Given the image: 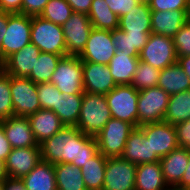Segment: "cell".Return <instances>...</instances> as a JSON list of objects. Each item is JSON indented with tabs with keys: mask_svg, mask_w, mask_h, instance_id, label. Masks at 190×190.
<instances>
[{
	"mask_svg": "<svg viewBox=\"0 0 190 190\" xmlns=\"http://www.w3.org/2000/svg\"><path fill=\"white\" fill-rule=\"evenodd\" d=\"M160 161L137 164L135 190H167Z\"/></svg>",
	"mask_w": 190,
	"mask_h": 190,
	"instance_id": "cell-23",
	"label": "cell"
},
{
	"mask_svg": "<svg viewBox=\"0 0 190 190\" xmlns=\"http://www.w3.org/2000/svg\"><path fill=\"white\" fill-rule=\"evenodd\" d=\"M23 0H0V11L11 14L21 13Z\"/></svg>",
	"mask_w": 190,
	"mask_h": 190,
	"instance_id": "cell-46",
	"label": "cell"
},
{
	"mask_svg": "<svg viewBox=\"0 0 190 190\" xmlns=\"http://www.w3.org/2000/svg\"><path fill=\"white\" fill-rule=\"evenodd\" d=\"M99 152L95 137L85 135L76 126L65 125V147L62 163L82 168Z\"/></svg>",
	"mask_w": 190,
	"mask_h": 190,
	"instance_id": "cell-2",
	"label": "cell"
},
{
	"mask_svg": "<svg viewBox=\"0 0 190 190\" xmlns=\"http://www.w3.org/2000/svg\"><path fill=\"white\" fill-rule=\"evenodd\" d=\"M72 13V7L66 0H49L40 16L54 24L63 26Z\"/></svg>",
	"mask_w": 190,
	"mask_h": 190,
	"instance_id": "cell-36",
	"label": "cell"
},
{
	"mask_svg": "<svg viewBox=\"0 0 190 190\" xmlns=\"http://www.w3.org/2000/svg\"><path fill=\"white\" fill-rule=\"evenodd\" d=\"M139 128L143 131L147 141L150 142L151 163L160 161V158L179 147L176 128L172 124L162 121L145 124Z\"/></svg>",
	"mask_w": 190,
	"mask_h": 190,
	"instance_id": "cell-8",
	"label": "cell"
},
{
	"mask_svg": "<svg viewBox=\"0 0 190 190\" xmlns=\"http://www.w3.org/2000/svg\"><path fill=\"white\" fill-rule=\"evenodd\" d=\"M161 70L156 69L146 62L139 61L131 85L138 91L156 87Z\"/></svg>",
	"mask_w": 190,
	"mask_h": 190,
	"instance_id": "cell-35",
	"label": "cell"
},
{
	"mask_svg": "<svg viewBox=\"0 0 190 190\" xmlns=\"http://www.w3.org/2000/svg\"><path fill=\"white\" fill-rule=\"evenodd\" d=\"M88 17L95 29L112 31L119 25V17L110 10L105 0H92Z\"/></svg>",
	"mask_w": 190,
	"mask_h": 190,
	"instance_id": "cell-32",
	"label": "cell"
},
{
	"mask_svg": "<svg viewBox=\"0 0 190 190\" xmlns=\"http://www.w3.org/2000/svg\"><path fill=\"white\" fill-rule=\"evenodd\" d=\"M167 190H190V188H181L178 186H170L167 188Z\"/></svg>",
	"mask_w": 190,
	"mask_h": 190,
	"instance_id": "cell-54",
	"label": "cell"
},
{
	"mask_svg": "<svg viewBox=\"0 0 190 190\" xmlns=\"http://www.w3.org/2000/svg\"><path fill=\"white\" fill-rule=\"evenodd\" d=\"M14 116L11 95L10 75L4 70L0 73V121Z\"/></svg>",
	"mask_w": 190,
	"mask_h": 190,
	"instance_id": "cell-37",
	"label": "cell"
},
{
	"mask_svg": "<svg viewBox=\"0 0 190 190\" xmlns=\"http://www.w3.org/2000/svg\"><path fill=\"white\" fill-rule=\"evenodd\" d=\"M110 10L116 14L119 18L130 10H133L135 6L141 3L140 0H105Z\"/></svg>",
	"mask_w": 190,
	"mask_h": 190,
	"instance_id": "cell-42",
	"label": "cell"
},
{
	"mask_svg": "<svg viewBox=\"0 0 190 190\" xmlns=\"http://www.w3.org/2000/svg\"><path fill=\"white\" fill-rule=\"evenodd\" d=\"M130 37L131 41V51H142L146 45L150 34H135V33H126Z\"/></svg>",
	"mask_w": 190,
	"mask_h": 190,
	"instance_id": "cell-45",
	"label": "cell"
},
{
	"mask_svg": "<svg viewBox=\"0 0 190 190\" xmlns=\"http://www.w3.org/2000/svg\"><path fill=\"white\" fill-rule=\"evenodd\" d=\"M111 37L116 50L128 53V56L139 57L138 51H131L130 37L124 31L119 28L114 29L111 31Z\"/></svg>",
	"mask_w": 190,
	"mask_h": 190,
	"instance_id": "cell-40",
	"label": "cell"
},
{
	"mask_svg": "<svg viewBox=\"0 0 190 190\" xmlns=\"http://www.w3.org/2000/svg\"><path fill=\"white\" fill-rule=\"evenodd\" d=\"M65 147V126L49 139L40 144L41 159L53 165L62 163Z\"/></svg>",
	"mask_w": 190,
	"mask_h": 190,
	"instance_id": "cell-34",
	"label": "cell"
},
{
	"mask_svg": "<svg viewBox=\"0 0 190 190\" xmlns=\"http://www.w3.org/2000/svg\"><path fill=\"white\" fill-rule=\"evenodd\" d=\"M50 83L62 93L83 94V66L79 56L67 55L60 59Z\"/></svg>",
	"mask_w": 190,
	"mask_h": 190,
	"instance_id": "cell-6",
	"label": "cell"
},
{
	"mask_svg": "<svg viewBox=\"0 0 190 190\" xmlns=\"http://www.w3.org/2000/svg\"><path fill=\"white\" fill-rule=\"evenodd\" d=\"M40 53L41 51L30 42L4 61V71L15 77H27L32 72Z\"/></svg>",
	"mask_w": 190,
	"mask_h": 190,
	"instance_id": "cell-19",
	"label": "cell"
},
{
	"mask_svg": "<svg viewBox=\"0 0 190 190\" xmlns=\"http://www.w3.org/2000/svg\"><path fill=\"white\" fill-rule=\"evenodd\" d=\"M141 2L148 3L150 0H140Z\"/></svg>",
	"mask_w": 190,
	"mask_h": 190,
	"instance_id": "cell-58",
	"label": "cell"
},
{
	"mask_svg": "<svg viewBox=\"0 0 190 190\" xmlns=\"http://www.w3.org/2000/svg\"><path fill=\"white\" fill-rule=\"evenodd\" d=\"M136 168L122 157L107 158L102 190H135Z\"/></svg>",
	"mask_w": 190,
	"mask_h": 190,
	"instance_id": "cell-12",
	"label": "cell"
},
{
	"mask_svg": "<svg viewBox=\"0 0 190 190\" xmlns=\"http://www.w3.org/2000/svg\"><path fill=\"white\" fill-rule=\"evenodd\" d=\"M118 28L125 33L151 34V9L148 3L141 2L121 16Z\"/></svg>",
	"mask_w": 190,
	"mask_h": 190,
	"instance_id": "cell-22",
	"label": "cell"
},
{
	"mask_svg": "<svg viewBox=\"0 0 190 190\" xmlns=\"http://www.w3.org/2000/svg\"><path fill=\"white\" fill-rule=\"evenodd\" d=\"M11 149V145L5 136L3 127L0 124V159L6 161Z\"/></svg>",
	"mask_w": 190,
	"mask_h": 190,
	"instance_id": "cell-48",
	"label": "cell"
},
{
	"mask_svg": "<svg viewBox=\"0 0 190 190\" xmlns=\"http://www.w3.org/2000/svg\"><path fill=\"white\" fill-rule=\"evenodd\" d=\"M84 92L107 95L117 84L108 65L82 62Z\"/></svg>",
	"mask_w": 190,
	"mask_h": 190,
	"instance_id": "cell-15",
	"label": "cell"
},
{
	"mask_svg": "<svg viewBox=\"0 0 190 190\" xmlns=\"http://www.w3.org/2000/svg\"><path fill=\"white\" fill-rule=\"evenodd\" d=\"M151 11L188 10V0H150Z\"/></svg>",
	"mask_w": 190,
	"mask_h": 190,
	"instance_id": "cell-41",
	"label": "cell"
},
{
	"mask_svg": "<svg viewBox=\"0 0 190 190\" xmlns=\"http://www.w3.org/2000/svg\"><path fill=\"white\" fill-rule=\"evenodd\" d=\"M37 93L41 109L56 111L57 93H61L54 84L50 82L38 83Z\"/></svg>",
	"mask_w": 190,
	"mask_h": 190,
	"instance_id": "cell-38",
	"label": "cell"
},
{
	"mask_svg": "<svg viewBox=\"0 0 190 190\" xmlns=\"http://www.w3.org/2000/svg\"><path fill=\"white\" fill-rule=\"evenodd\" d=\"M188 20V10L151 11V30L173 38Z\"/></svg>",
	"mask_w": 190,
	"mask_h": 190,
	"instance_id": "cell-18",
	"label": "cell"
},
{
	"mask_svg": "<svg viewBox=\"0 0 190 190\" xmlns=\"http://www.w3.org/2000/svg\"><path fill=\"white\" fill-rule=\"evenodd\" d=\"M139 61V57L128 56V53L116 50L114 57L108 64L115 83L117 85H131Z\"/></svg>",
	"mask_w": 190,
	"mask_h": 190,
	"instance_id": "cell-26",
	"label": "cell"
},
{
	"mask_svg": "<svg viewBox=\"0 0 190 190\" xmlns=\"http://www.w3.org/2000/svg\"><path fill=\"white\" fill-rule=\"evenodd\" d=\"M31 43L41 52L67 56L63 28L41 16L32 17Z\"/></svg>",
	"mask_w": 190,
	"mask_h": 190,
	"instance_id": "cell-3",
	"label": "cell"
},
{
	"mask_svg": "<svg viewBox=\"0 0 190 190\" xmlns=\"http://www.w3.org/2000/svg\"><path fill=\"white\" fill-rule=\"evenodd\" d=\"M190 119V89L170 95L164 122L175 125Z\"/></svg>",
	"mask_w": 190,
	"mask_h": 190,
	"instance_id": "cell-30",
	"label": "cell"
},
{
	"mask_svg": "<svg viewBox=\"0 0 190 190\" xmlns=\"http://www.w3.org/2000/svg\"><path fill=\"white\" fill-rule=\"evenodd\" d=\"M63 56L41 52L32 72L27 76L35 84L50 82L58 62Z\"/></svg>",
	"mask_w": 190,
	"mask_h": 190,
	"instance_id": "cell-33",
	"label": "cell"
},
{
	"mask_svg": "<svg viewBox=\"0 0 190 190\" xmlns=\"http://www.w3.org/2000/svg\"><path fill=\"white\" fill-rule=\"evenodd\" d=\"M177 62L190 79V55L178 57Z\"/></svg>",
	"mask_w": 190,
	"mask_h": 190,
	"instance_id": "cell-52",
	"label": "cell"
},
{
	"mask_svg": "<svg viewBox=\"0 0 190 190\" xmlns=\"http://www.w3.org/2000/svg\"><path fill=\"white\" fill-rule=\"evenodd\" d=\"M32 17L21 13H8L7 31L2 41V61L19 52L31 42Z\"/></svg>",
	"mask_w": 190,
	"mask_h": 190,
	"instance_id": "cell-10",
	"label": "cell"
},
{
	"mask_svg": "<svg viewBox=\"0 0 190 190\" xmlns=\"http://www.w3.org/2000/svg\"><path fill=\"white\" fill-rule=\"evenodd\" d=\"M112 118L105 95L84 92L76 128L85 135L96 137Z\"/></svg>",
	"mask_w": 190,
	"mask_h": 190,
	"instance_id": "cell-1",
	"label": "cell"
},
{
	"mask_svg": "<svg viewBox=\"0 0 190 190\" xmlns=\"http://www.w3.org/2000/svg\"><path fill=\"white\" fill-rule=\"evenodd\" d=\"M178 146L190 151V119L175 124Z\"/></svg>",
	"mask_w": 190,
	"mask_h": 190,
	"instance_id": "cell-44",
	"label": "cell"
},
{
	"mask_svg": "<svg viewBox=\"0 0 190 190\" xmlns=\"http://www.w3.org/2000/svg\"><path fill=\"white\" fill-rule=\"evenodd\" d=\"M107 157L98 152L81 168L87 190H102L104 185Z\"/></svg>",
	"mask_w": 190,
	"mask_h": 190,
	"instance_id": "cell-31",
	"label": "cell"
},
{
	"mask_svg": "<svg viewBox=\"0 0 190 190\" xmlns=\"http://www.w3.org/2000/svg\"><path fill=\"white\" fill-rule=\"evenodd\" d=\"M173 40L177 58L190 55V19L174 35Z\"/></svg>",
	"mask_w": 190,
	"mask_h": 190,
	"instance_id": "cell-39",
	"label": "cell"
},
{
	"mask_svg": "<svg viewBox=\"0 0 190 190\" xmlns=\"http://www.w3.org/2000/svg\"><path fill=\"white\" fill-rule=\"evenodd\" d=\"M14 116L28 117L41 109L37 84L28 77L10 75Z\"/></svg>",
	"mask_w": 190,
	"mask_h": 190,
	"instance_id": "cell-11",
	"label": "cell"
},
{
	"mask_svg": "<svg viewBox=\"0 0 190 190\" xmlns=\"http://www.w3.org/2000/svg\"><path fill=\"white\" fill-rule=\"evenodd\" d=\"M62 28L67 55L79 56L84 50L93 28L88 15L73 12Z\"/></svg>",
	"mask_w": 190,
	"mask_h": 190,
	"instance_id": "cell-13",
	"label": "cell"
},
{
	"mask_svg": "<svg viewBox=\"0 0 190 190\" xmlns=\"http://www.w3.org/2000/svg\"><path fill=\"white\" fill-rule=\"evenodd\" d=\"M42 161L40 147L12 148L5 165L8 178L21 179Z\"/></svg>",
	"mask_w": 190,
	"mask_h": 190,
	"instance_id": "cell-16",
	"label": "cell"
},
{
	"mask_svg": "<svg viewBox=\"0 0 190 190\" xmlns=\"http://www.w3.org/2000/svg\"><path fill=\"white\" fill-rule=\"evenodd\" d=\"M139 91L132 85H117L106 97L112 118L138 127L137 101Z\"/></svg>",
	"mask_w": 190,
	"mask_h": 190,
	"instance_id": "cell-5",
	"label": "cell"
},
{
	"mask_svg": "<svg viewBox=\"0 0 190 190\" xmlns=\"http://www.w3.org/2000/svg\"><path fill=\"white\" fill-rule=\"evenodd\" d=\"M27 118L39 145L65 126L52 110L40 109Z\"/></svg>",
	"mask_w": 190,
	"mask_h": 190,
	"instance_id": "cell-20",
	"label": "cell"
},
{
	"mask_svg": "<svg viewBox=\"0 0 190 190\" xmlns=\"http://www.w3.org/2000/svg\"><path fill=\"white\" fill-rule=\"evenodd\" d=\"M48 1L49 0H23L21 14L30 17L40 16Z\"/></svg>",
	"mask_w": 190,
	"mask_h": 190,
	"instance_id": "cell-43",
	"label": "cell"
},
{
	"mask_svg": "<svg viewBox=\"0 0 190 190\" xmlns=\"http://www.w3.org/2000/svg\"><path fill=\"white\" fill-rule=\"evenodd\" d=\"M57 190H87L81 168L71 163L54 165Z\"/></svg>",
	"mask_w": 190,
	"mask_h": 190,
	"instance_id": "cell-29",
	"label": "cell"
},
{
	"mask_svg": "<svg viewBox=\"0 0 190 190\" xmlns=\"http://www.w3.org/2000/svg\"><path fill=\"white\" fill-rule=\"evenodd\" d=\"M8 12L0 11V58L2 60V41L7 31Z\"/></svg>",
	"mask_w": 190,
	"mask_h": 190,
	"instance_id": "cell-49",
	"label": "cell"
},
{
	"mask_svg": "<svg viewBox=\"0 0 190 190\" xmlns=\"http://www.w3.org/2000/svg\"><path fill=\"white\" fill-rule=\"evenodd\" d=\"M177 186L181 188H190V151L188 167L185 170V173L183 174V177Z\"/></svg>",
	"mask_w": 190,
	"mask_h": 190,
	"instance_id": "cell-51",
	"label": "cell"
},
{
	"mask_svg": "<svg viewBox=\"0 0 190 190\" xmlns=\"http://www.w3.org/2000/svg\"><path fill=\"white\" fill-rule=\"evenodd\" d=\"M162 173L168 187L177 186L189 163V150L178 147L160 158Z\"/></svg>",
	"mask_w": 190,
	"mask_h": 190,
	"instance_id": "cell-21",
	"label": "cell"
},
{
	"mask_svg": "<svg viewBox=\"0 0 190 190\" xmlns=\"http://www.w3.org/2000/svg\"><path fill=\"white\" fill-rule=\"evenodd\" d=\"M134 129L128 122L111 118L95 137L99 152L107 158L121 157L128 136Z\"/></svg>",
	"mask_w": 190,
	"mask_h": 190,
	"instance_id": "cell-4",
	"label": "cell"
},
{
	"mask_svg": "<svg viewBox=\"0 0 190 190\" xmlns=\"http://www.w3.org/2000/svg\"><path fill=\"white\" fill-rule=\"evenodd\" d=\"M157 86L172 95L190 89V79L177 62L161 70Z\"/></svg>",
	"mask_w": 190,
	"mask_h": 190,
	"instance_id": "cell-28",
	"label": "cell"
},
{
	"mask_svg": "<svg viewBox=\"0 0 190 190\" xmlns=\"http://www.w3.org/2000/svg\"><path fill=\"white\" fill-rule=\"evenodd\" d=\"M4 181H5V180H0V190H4V189H3Z\"/></svg>",
	"mask_w": 190,
	"mask_h": 190,
	"instance_id": "cell-57",
	"label": "cell"
},
{
	"mask_svg": "<svg viewBox=\"0 0 190 190\" xmlns=\"http://www.w3.org/2000/svg\"><path fill=\"white\" fill-rule=\"evenodd\" d=\"M4 70V62L0 58V73Z\"/></svg>",
	"mask_w": 190,
	"mask_h": 190,
	"instance_id": "cell-55",
	"label": "cell"
},
{
	"mask_svg": "<svg viewBox=\"0 0 190 190\" xmlns=\"http://www.w3.org/2000/svg\"><path fill=\"white\" fill-rule=\"evenodd\" d=\"M72 7L73 12L85 13L88 15L92 0H66Z\"/></svg>",
	"mask_w": 190,
	"mask_h": 190,
	"instance_id": "cell-47",
	"label": "cell"
},
{
	"mask_svg": "<svg viewBox=\"0 0 190 190\" xmlns=\"http://www.w3.org/2000/svg\"><path fill=\"white\" fill-rule=\"evenodd\" d=\"M4 190H26L21 179L7 178L3 184Z\"/></svg>",
	"mask_w": 190,
	"mask_h": 190,
	"instance_id": "cell-50",
	"label": "cell"
},
{
	"mask_svg": "<svg viewBox=\"0 0 190 190\" xmlns=\"http://www.w3.org/2000/svg\"><path fill=\"white\" fill-rule=\"evenodd\" d=\"M188 17L190 19V0H188Z\"/></svg>",
	"mask_w": 190,
	"mask_h": 190,
	"instance_id": "cell-56",
	"label": "cell"
},
{
	"mask_svg": "<svg viewBox=\"0 0 190 190\" xmlns=\"http://www.w3.org/2000/svg\"><path fill=\"white\" fill-rule=\"evenodd\" d=\"M139 60L159 70L177 63L173 38L151 32Z\"/></svg>",
	"mask_w": 190,
	"mask_h": 190,
	"instance_id": "cell-9",
	"label": "cell"
},
{
	"mask_svg": "<svg viewBox=\"0 0 190 190\" xmlns=\"http://www.w3.org/2000/svg\"><path fill=\"white\" fill-rule=\"evenodd\" d=\"M169 98L170 95L158 86L140 90L137 101L138 127L162 122Z\"/></svg>",
	"mask_w": 190,
	"mask_h": 190,
	"instance_id": "cell-7",
	"label": "cell"
},
{
	"mask_svg": "<svg viewBox=\"0 0 190 190\" xmlns=\"http://www.w3.org/2000/svg\"><path fill=\"white\" fill-rule=\"evenodd\" d=\"M123 159L134 164L151 163L150 142L144 137L143 131L136 127L128 136Z\"/></svg>",
	"mask_w": 190,
	"mask_h": 190,
	"instance_id": "cell-25",
	"label": "cell"
},
{
	"mask_svg": "<svg viewBox=\"0 0 190 190\" xmlns=\"http://www.w3.org/2000/svg\"><path fill=\"white\" fill-rule=\"evenodd\" d=\"M111 31L92 28L84 50L79 55L82 62L108 65L115 55Z\"/></svg>",
	"mask_w": 190,
	"mask_h": 190,
	"instance_id": "cell-14",
	"label": "cell"
},
{
	"mask_svg": "<svg viewBox=\"0 0 190 190\" xmlns=\"http://www.w3.org/2000/svg\"><path fill=\"white\" fill-rule=\"evenodd\" d=\"M11 148L40 147L27 117L12 116L0 121Z\"/></svg>",
	"mask_w": 190,
	"mask_h": 190,
	"instance_id": "cell-17",
	"label": "cell"
},
{
	"mask_svg": "<svg viewBox=\"0 0 190 190\" xmlns=\"http://www.w3.org/2000/svg\"><path fill=\"white\" fill-rule=\"evenodd\" d=\"M83 94L57 93L54 112L66 126H76L80 116Z\"/></svg>",
	"mask_w": 190,
	"mask_h": 190,
	"instance_id": "cell-27",
	"label": "cell"
},
{
	"mask_svg": "<svg viewBox=\"0 0 190 190\" xmlns=\"http://www.w3.org/2000/svg\"><path fill=\"white\" fill-rule=\"evenodd\" d=\"M21 181L26 190H57L55 168L49 162L40 161Z\"/></svg>",
	"mask_w": 190,
	"mask_h": 190,
	"instance_id": "cell-24",
	"label": "cell"
},
{
	"mask_svg": "<svg viewBox=\"0 0 190 190\" xmlns=\"http://www.w3.org/2000/svg\"><path fill=\"white\" fill-rule=\"evenodd\" d=\"M8 178V174L6 171L5 161L0 159V180H5Z\"/></svg>",
	"mask_w": 190,
	"mask_h": 190,
	"instance_id": "cell-53",
	"label": "cell"
}]
</instances>
